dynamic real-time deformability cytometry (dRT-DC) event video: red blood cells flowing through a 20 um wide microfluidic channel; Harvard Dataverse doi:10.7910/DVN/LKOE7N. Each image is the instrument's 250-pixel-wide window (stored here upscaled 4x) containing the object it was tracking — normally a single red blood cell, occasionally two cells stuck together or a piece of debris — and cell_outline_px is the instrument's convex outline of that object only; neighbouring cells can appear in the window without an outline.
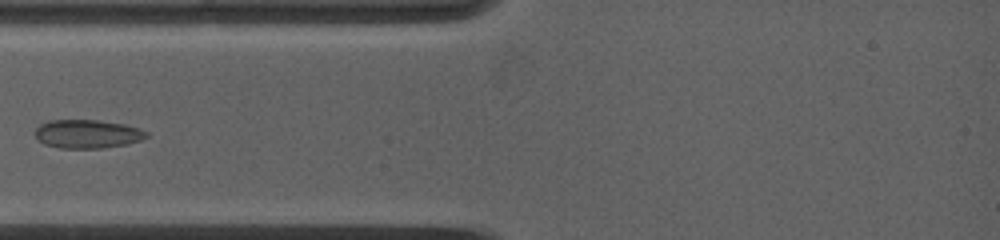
{"species": "common noctule bat (a hibernating species)", "species_latin": "Nyctalus noctula", "temperature_condition": "warm", "stored_images_in_passage": 8, "camera_frame_rate_fps": 5000, "um_per_image_px": 0.085, "animal": {"sex": "female", "body_mass_g": 19.0, "forearm_length_mm": 53.3}, "frame": {"image": 1, "passage_image": 3, "time_ms": 2.0, "image_size_px": [1000, 240], "cell_outline_px": [[148, 136], [140, 140], [124, 144], [100, 148], [60, 148], [44, 144], [36, 136], [36, 128], [40, 124], [48, 120], [100, 120], [124, 124], [140, 128], [148, 132]], "centroid_in_image_um": [7.43, 11.37], "position_along_channel_um": 77.6, "area_um2": 18.44}}
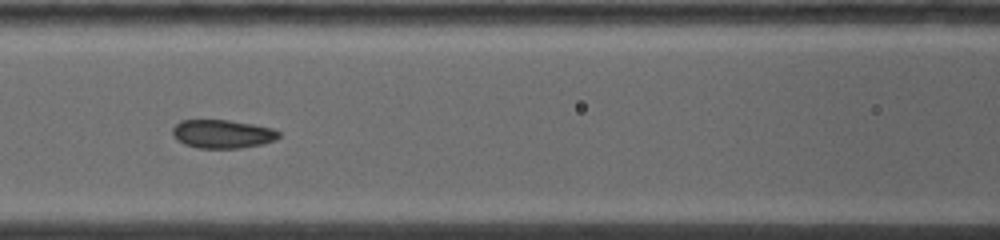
{"frame": {"image": 2, "passage_image": 5, "time_ms": 3.8, "image_size_px": [1000, 240], "cell_outline_px": [[280, 136], [276, 140], [260, 144], [240, 148], [196, 148], [184, 144], [176, 140], [172, 132], [172, 128], [180, 120], [228, 120], [252, 124], [272, 128], [280, 132]], "centroid_in_image_um": [18.89, 11.39], "position_along_channel_um": 147.7, "area_um2": 17.69}}
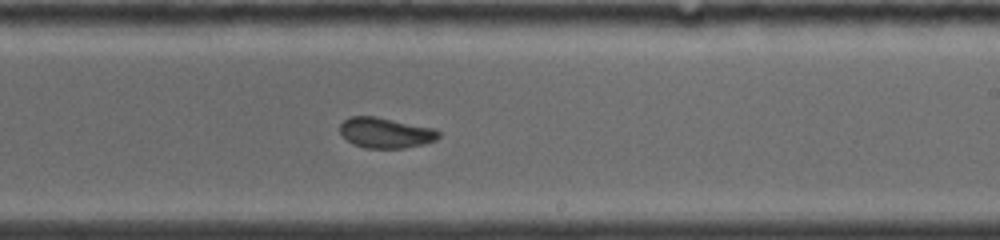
{"frame": {"image": 3, "passage_image": 8, "time_ms": 6.6, "image_size_px": [1000, 240], "cell_outline_px": [[440, 136], [436, 140], [424, 144], [404, 148], [364, 148], [352, 144], [340, 132], [340, 124], [344, 120], [352, 116], [376, 116], [432, 128], [440, 132]], "centroid_in_image_um": [32.77, 11.29], "position_along_channel_um": 256.2, "area_um2": 17.46}}